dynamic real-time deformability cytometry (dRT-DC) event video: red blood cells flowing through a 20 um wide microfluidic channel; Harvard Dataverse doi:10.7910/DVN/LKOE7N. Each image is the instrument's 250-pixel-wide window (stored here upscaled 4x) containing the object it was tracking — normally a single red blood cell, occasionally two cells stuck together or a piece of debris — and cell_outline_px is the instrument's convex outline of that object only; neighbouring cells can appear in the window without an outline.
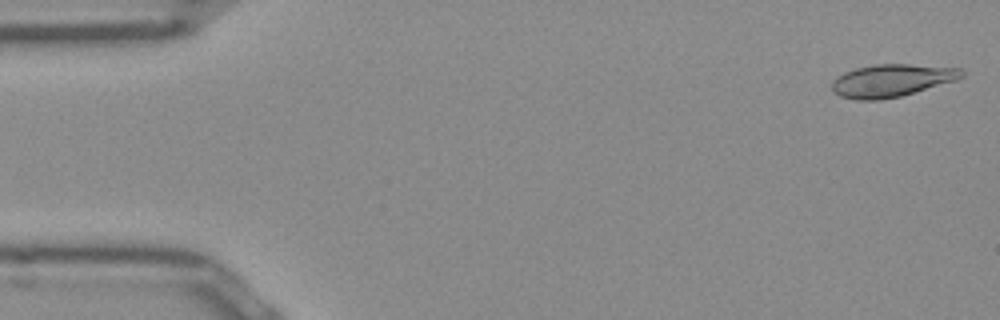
{"species": "Egyptian fruit bat (a non-hibernating species)", "species_latin": "Rousettus aegyptiacus", "temperature_condition": "room temperature", "stored_images_in_passage": 49, "camera_frame_rate_fps": 3000, "um_per_image_px": 0.085, "frame": {"image": 1, "passage_image": 1, "time_ms": 0.0, "image_size_px": [1000, 320], "cell_outline_px": [[964, 76], [956, 80], [900, 96], [880, 100], [856, 100], [840, 96], [832, 92], [832, 80], [844, 72], [856, 68], [876, 64], [908, 64], [960, 68], [964, 72]], "centroid_in_image_um": [75.76, 6.84], "position_along_channel_um": 9.2, "area_um2": 24.57}}
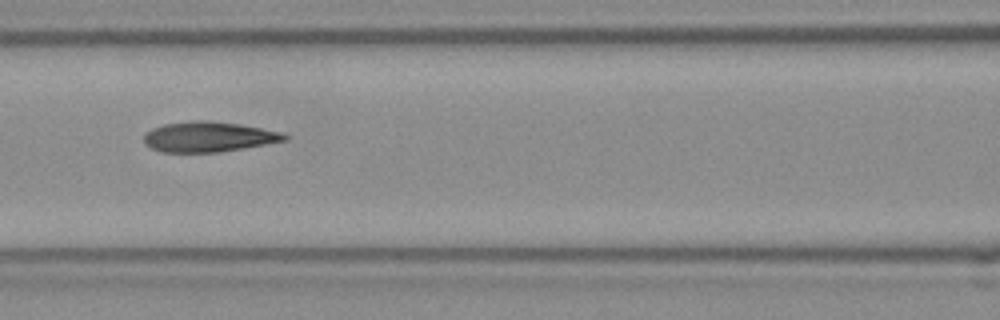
{"frame": {"image": 2, "passage_image": 21, "time_ms": 6.667, "image_size_px": [1000, 320], "cell_outline_px": [[288, 140], [220, 152], [164, 152], [152, 148], [144, 144], [144, 136], [152, 128], [164, 124], [192, 120], [208, 120], [240, 124], [280, 132], [288, 136]], "centroid_in_image_um": [17.72, 11.62], "position_along_channel_um": 148.9, "area_um2": 24.62}}
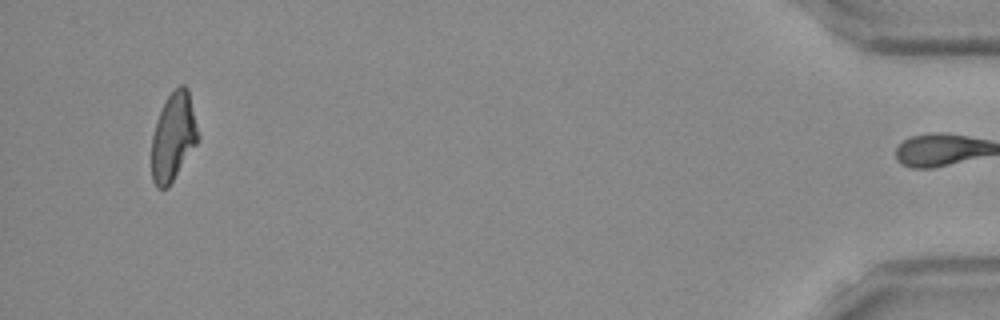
{"frame": {"image": 3, "passage_image": 48, "time_ms": 15.667, "image_size_px": [1000, 320], "cell_outline_px": [[200, 136], [196, 144], [168, 188], [156, 188], [152, 180], [152, 136], [156, 120], [168, 96], [180, 84], [184, 84], [188, 88]], "centroid_in_image_um": [14.74, 11.63], "position_along_channel_um": 420.5, "area_um2": 23.76}, "authors_computed_cell_mechanics": {"area_um2": 24.7384, "velocity_mm_per_s": 3.9454, "shape_relaxation_time_tau1_ms": null, "shape_relaxation_time_tau2_ms": 2.6226, "deformation_change_tau1": null, "deformation_change_tau2": 0.0973}}